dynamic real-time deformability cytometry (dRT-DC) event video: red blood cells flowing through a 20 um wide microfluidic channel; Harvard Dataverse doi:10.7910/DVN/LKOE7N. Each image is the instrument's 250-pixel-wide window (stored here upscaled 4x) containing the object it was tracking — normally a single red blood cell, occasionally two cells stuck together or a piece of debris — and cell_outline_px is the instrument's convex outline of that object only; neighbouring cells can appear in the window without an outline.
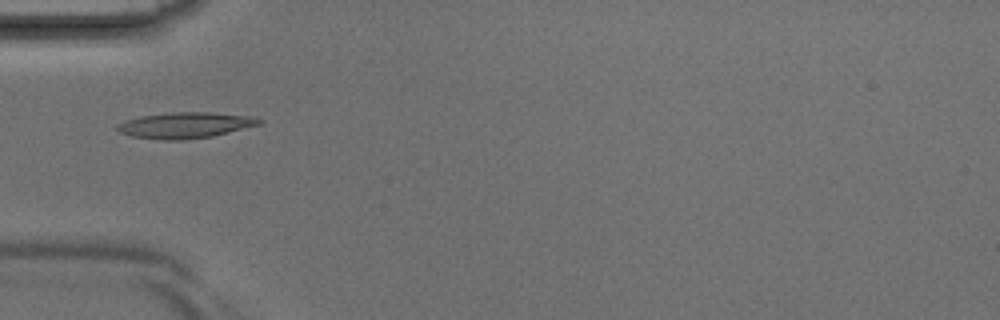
{"species": "Egyptian fruit bat (a non-hibernating species)", "species_latin": "Rousettus aegyptiacus", "temperature_condition": "room temperature", "stored_images_in_passage": 42, "camera_frame_rate_fps": 3000, "um_per_image_px": 0.085, "animal": {"sex": "male"}, "frame": {"image": 1, "passage_image": 14, "time_ms": 4.333, "image_size_px": [1000, 320], "cell_outline_px": [[264, 120], [260, 124], [212, 136], [180, 140], [164, 140], [132, 136], [120, 132], [116, 128], [116, 124], [124, 120], [140, 116], [168, 112], [212, 112], [252, 116]], "centroid_in_image_um": [15.72, 10.63], "position_along_channel_um": 69.3, "area_um2": 21.44}}
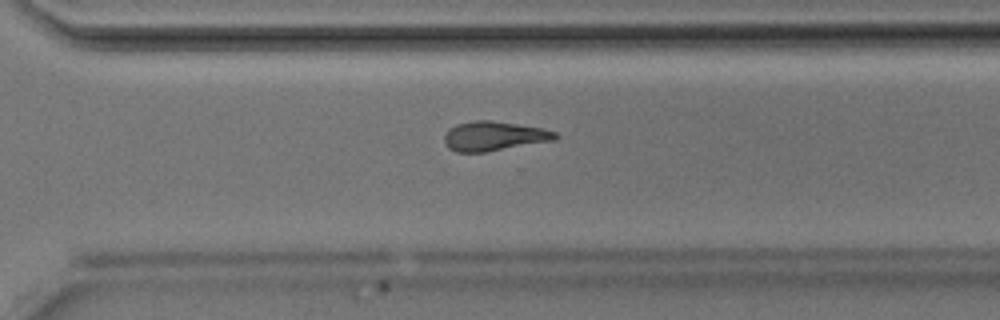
{"frame": {"image": 2, "passage_image": 30, "time_ms": 9.667, "image_size_px": [1000, 320], "cell_outline_px": [[560, 136], [556, 140], [484, 152], [456, 152], [448, 148], [444, 144], [444, 136], [448, 128], [456, 124], [476, 120], [488, 120], [544, 128], [556, 132]], "centroid_in_image_um": [41.98, 11.57], "position_along_channel_um": 328.6, "area_um2": 19.13}}
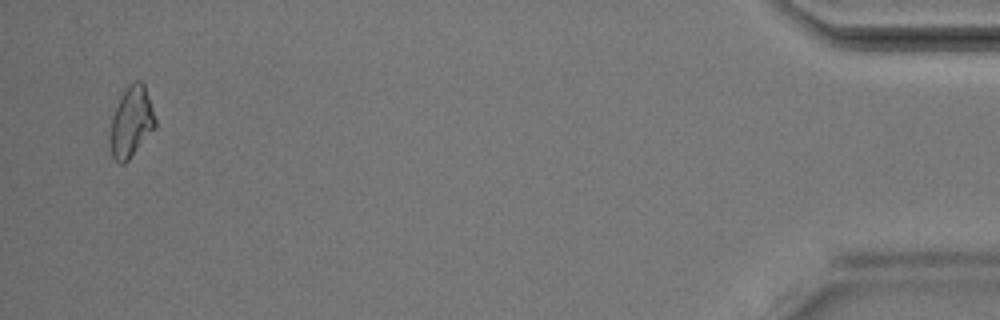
{"frame": {"image": 3, "passage_image": 41, "time_ms": 13.333, "image_size_px": [1000, 320], "cell_outline_px": [[156, 128], [128, 160], [124, 164], [120, 164], [112, 156], [108, 136], [112, 116], [120, 96], [128, 84], [136, 80], [140, 80], [144, 84], [156, 120]], "centroid_in_image_um": [11.14, 10.37], "position_along_channel_um": 424.1, "area_um2": 18.79}}